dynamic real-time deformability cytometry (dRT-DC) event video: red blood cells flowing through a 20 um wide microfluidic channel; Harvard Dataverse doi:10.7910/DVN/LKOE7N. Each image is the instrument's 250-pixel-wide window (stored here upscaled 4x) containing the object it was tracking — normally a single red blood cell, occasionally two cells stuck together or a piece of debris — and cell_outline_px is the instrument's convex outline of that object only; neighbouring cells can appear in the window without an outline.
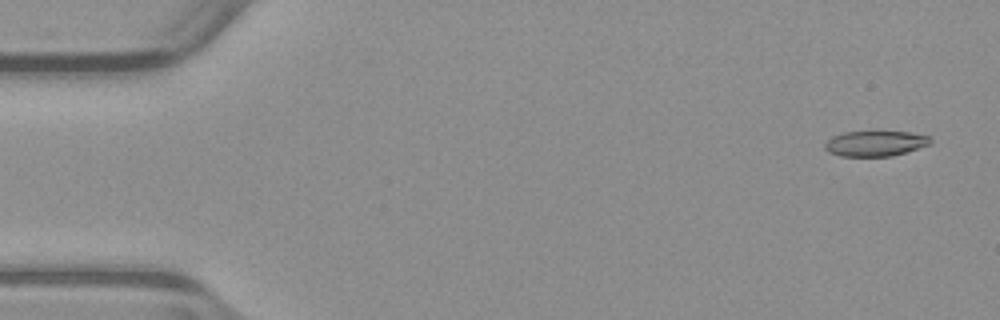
{"species": "common noctule bat (a hibernating species)", "species_latin": "Nyctalus noctula", "temperature_condition": "warm", "stored_images_in_passage": 53, "camera_frame_rate_fps": 3000, "um_per_image_px": 0.085, "animal": {"sex": "male", "body_mass_g": 23.1, "forearm_length_mm": 52.7}, "frame": {"image": 1, "passage_image": 3, "time_ms": 0.667, "image_size_px": [1000, 320], "cell_outline_px": [[932, 140], [928, 144], [892, 156], [840, 156], [828, 152], [824, 148], [824, 144], [832, 136], [844, 132], [876, 128], [912, 132], [928, 136]], "centroid_in_image_um": [74.36, 12.13], "position_along_channel_um": 10.6, "area_um2": 16.36}}
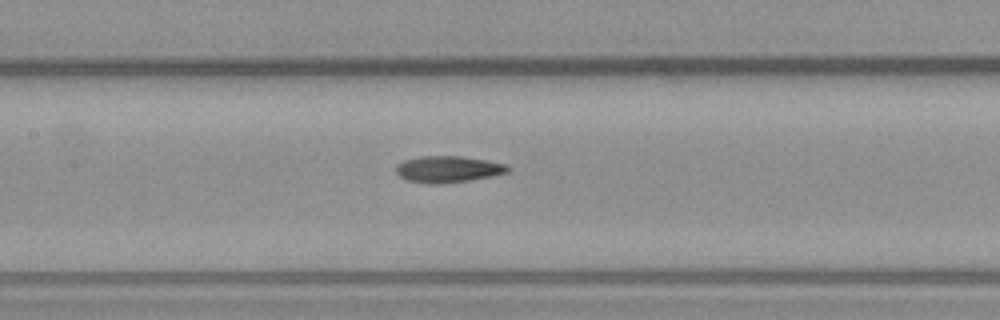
{"frame": {"image": 2, "passage_image": 25, "time_ms": 8.0, "image_size_px": [1000, 320], "cell_outline_px": [[512, 168], [508, 172], [492, 176], [468, 180], [440, 184], [432, 184], [408, 180], [400, 176], [396, 172], [396, 164], [404, 160], [420, 156], [460, 156], [488, 160], [508, 164]], "centroid_in_image_um": [38.12, 14.37], "position_along_channel_um": 169.3, "area_um2": 17.34}}
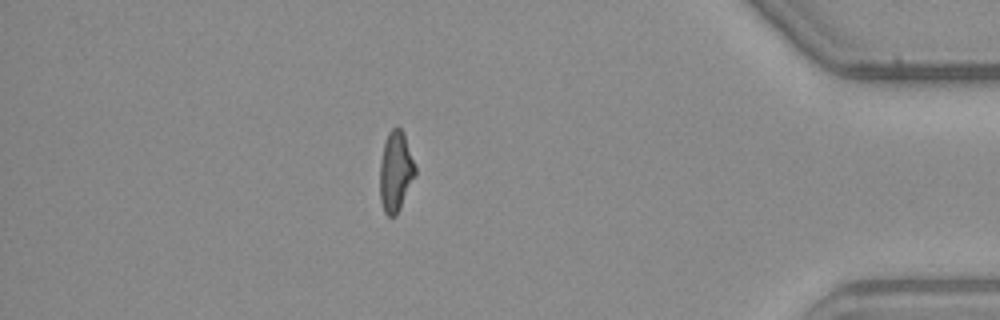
{"frame": {"image": 3, "passage_image": 46, "time_ms": 15.0, "image_size_px": [1000, 320], "cell_outline_px": [[416, 172], [400, 208], [396, 216], [388, 216], [384, 212], [380, 200], [380, 164], [384, 144], [388, 132], [396, 124], [404, 132], [416, 168]], "centroid_in_image_um": [33.62, 14.55], "position_along_channel_um": 401.6, "area_um2": 16.47}, "authors_computed_cell_mechanics": {"area_um2": 16.9354, "velocity_mm_per_s": 3.9668, "shape_relaxation_time_tau1_ms": null, "shape_relaxation_time_tau2_ms": 5.8422, "deformation_change_tau1": null, "deformation_change_tau2": 0.1505}}